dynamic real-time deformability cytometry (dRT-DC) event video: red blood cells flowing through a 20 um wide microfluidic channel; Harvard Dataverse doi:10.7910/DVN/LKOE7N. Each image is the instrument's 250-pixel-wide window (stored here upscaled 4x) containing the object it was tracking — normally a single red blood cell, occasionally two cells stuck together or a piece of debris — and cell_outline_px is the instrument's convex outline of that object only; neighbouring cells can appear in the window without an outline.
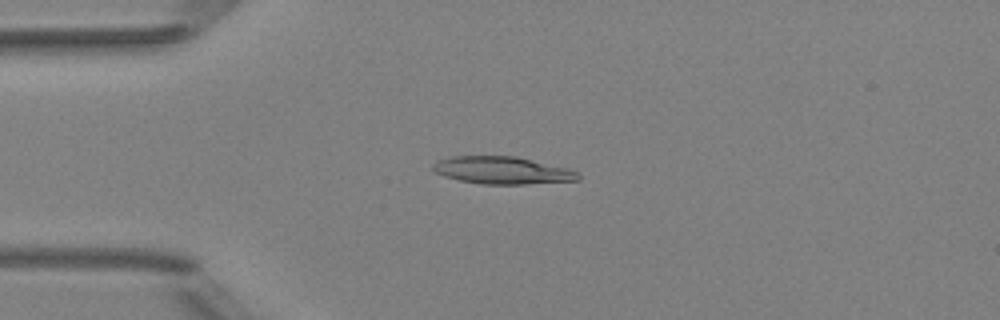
{"species": "Egyptian fruit bat (a non-hibernating species)", "species_latin": "Rousettus aegyptiacus", "temperature_condition": "room temperature", "stored_images_in_passage": 39, "camera_frame_rate_fps": 3000, "um_per_image_px": 0.085, "animal": {"sex": "female"}, "frame": {"image": 1, "passage_image": 1, "time_ms": 0.0, "image_size_px": [1000, 320], "cell_outline_px": [[580, 180], [524, 184], [480, 184], [460, 180], [444, 176], [436, 172], [432, 168], [432, 164], [436, 160], [452, 156], [516, 156], [568, 168], [576, 172], [580, 176]], "centroid_in_image_um": [42.67, 14.47], "position_along_channel_um": 42.3, "area_um2": 23.18}}
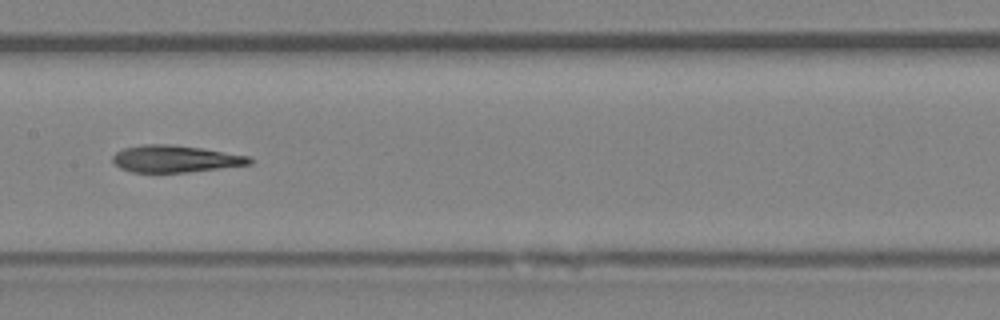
{"frame": {"image": 2, "passage_image": 14, "time_ms": 4.333, "image_size_px": [1000, 320], "cell_outline_px": [[252, 164], [188, 172], [132, 172], [120, 168], [112, 160], [112, 156], [116, 152], [124, 148], [144, 144], [168, 144], [200, 148], [248, 156], [252, 160]], "centroid_in_image_um": [14.86, 13.5], "position_along_channel_um": 192.5, "area_um2": 21.27}}
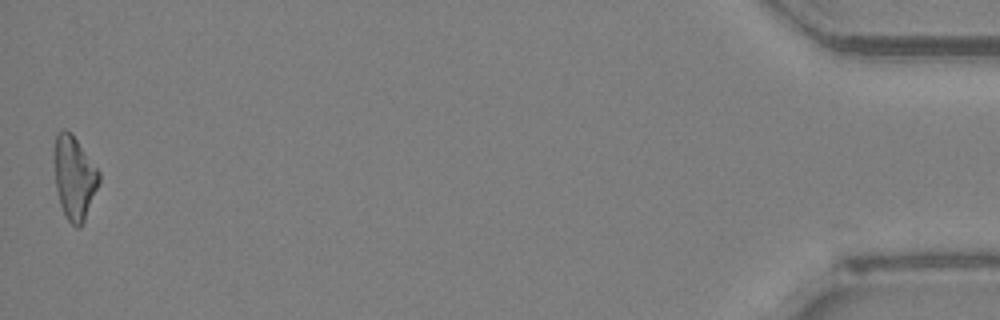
{"frame": {"image": 3, "passage_image": 39, "time_ms": 12.667, "image_size_px": [1000, 320], "cell_outline_px": [[100, 180], [84, 220], [80, 228], [76, 228], [68, 220], [60, 204], [56, 188], [56, 132], [64, 128], [72, 132], [100, 172]], "centroid_in_image_um": [6.34, 15.08], "position_along_channel_um": 428.9, "area_um2": 21.27}, "authors_computed_cell_mechanics": {"area_um2": 22.0796, "velocity_mm_per_s": 3.9988, "shape_relaxation_time_tau1_ms": 6.0475, "shape_relaxation_time_tau2_ms": 4.7174, "deformation_change_tau1": 0.1856, "deformation_change_tau2": 0.1371}}